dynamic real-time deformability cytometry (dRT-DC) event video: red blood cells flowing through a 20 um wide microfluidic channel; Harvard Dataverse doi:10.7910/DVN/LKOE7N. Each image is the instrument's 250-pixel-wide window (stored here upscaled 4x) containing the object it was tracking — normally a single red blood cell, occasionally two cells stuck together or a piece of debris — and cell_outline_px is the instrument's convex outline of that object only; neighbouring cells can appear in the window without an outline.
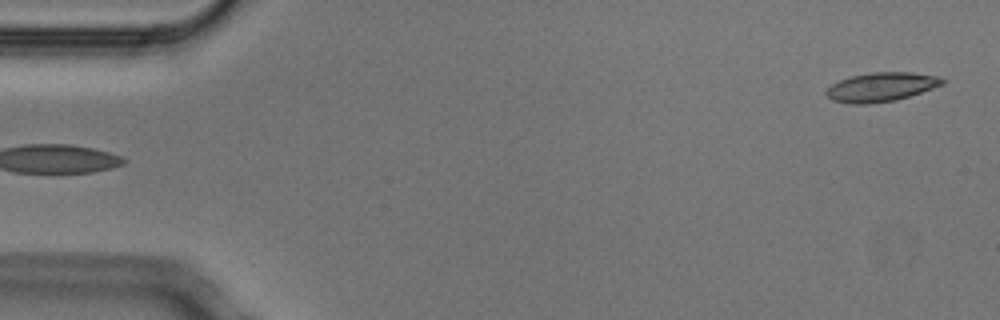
{"species": "Egyptian fruit bat (a non-hibernating species)", "species_latin": "Rousettus aegyptiacus", "temperature_condition": "cold", "stored_images_in_passage": 4, "camera_frame_rate_fps": 3000, "um_per_image_px": 0.085, "animal": {"sex": "male"}, "frame": {"image": 1, "passage_image": 4, "time_ms": 1.0, "image_size_px": [1000, 320], "cell_outline_px": [[948, 80], [944, 84], [896, 100], [868, 104], [848, 104], [832, 100], [824, 92], [832, 84], [840, 80], [852, 76], [872, 72], [912, 72], [940, 76]], "centroid_in_image_um": [74.92, 7.39], "position_along_channel_um": 10.1, "area_um2": 19.71}}